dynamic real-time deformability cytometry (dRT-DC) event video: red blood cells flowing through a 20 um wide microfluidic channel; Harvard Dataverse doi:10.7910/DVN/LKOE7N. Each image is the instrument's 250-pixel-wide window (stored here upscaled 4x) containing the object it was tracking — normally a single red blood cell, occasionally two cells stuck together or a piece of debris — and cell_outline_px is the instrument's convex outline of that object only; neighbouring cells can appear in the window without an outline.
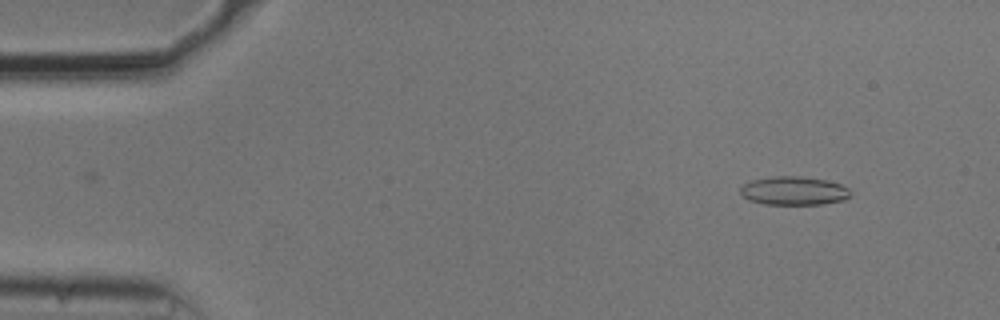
{"species": "common noctule bat (a hibernating species)", "species_latin": "Nyctalus noctula", "temperature_condition": "cold", "stored_images_in_passage": 46, "camera_frame_rate_fps": 3000, "um_per_image_px": 0.085, "animal": {"sex": "male", "body_mass_g": 20.5, "forearm_length_mm": 52.5}, "frame": {"image": 1, "passage_image": 4, "time_ms": 1.0, "image_size_px": [1000, 320], "cell_outline_px": [[852, 196], [844, 200], [820, 204], [764, 204], [748, 200], [740, 192], [740, 188], [744, 184], [752, 180], [776, 176], [800, 176], [828, 180], [840, 184], [848, 188]], "centroid_in_image_um": [67.5, 16.21], "position_along_channel_um": 17.5, "area_um2": 18.32}}
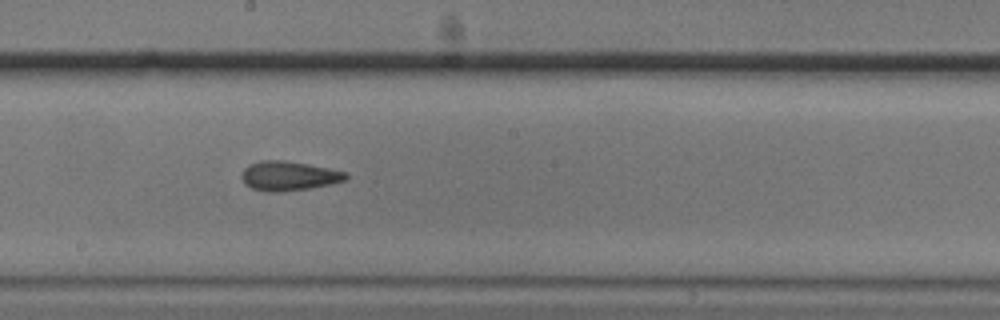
{"frame": {"image": 2, "passage_image": 28, "time_ms": 9.0, "image_size_px": [1000, 320], "cell_outline_px": [[348, 176], [344, 180], [328, 184], [308, 188], [280, 192], [268, 192], [252, 188], [244, 184], [240, 176], [244, 168], [248, 164], [260, 160], [284, 160], [308, 164], [348, 172]], "centroid_in_image_um": [24.49, 14.94], "position_along_channel_um": 223.7, "area_um2": 17.86}}
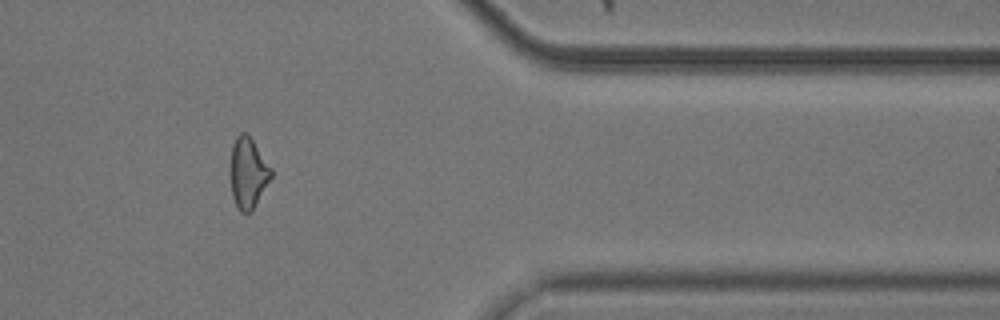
{"frame": {"image": 3, "passage_image": 43, "time_ms": 14.0, "image_size_px": [1000, 320], "cell_outline_px": [[272, 176], [252, 212], [240, 212], [232, 196], [228, 172], [232, 144], [236, 136], [240, 132], [244, 132], [252, 140], [272, 168]], "centroid_in_image_um": [21.04, 14.7], "position_along_channel_um": 390.4, "area_um2": 17.11}, "authors_computed_cell_mechanics": {"area_um2": 17.6579, "velocity_mm_per_s": 3.7351, "shape_relaxation_time_tau1_ms": 5.8149, "shape_relaxation_time_tau2_ms": 2.949, "deformation_change_tau1": 0.132, "deformation_change_tau2": 0.1228}}